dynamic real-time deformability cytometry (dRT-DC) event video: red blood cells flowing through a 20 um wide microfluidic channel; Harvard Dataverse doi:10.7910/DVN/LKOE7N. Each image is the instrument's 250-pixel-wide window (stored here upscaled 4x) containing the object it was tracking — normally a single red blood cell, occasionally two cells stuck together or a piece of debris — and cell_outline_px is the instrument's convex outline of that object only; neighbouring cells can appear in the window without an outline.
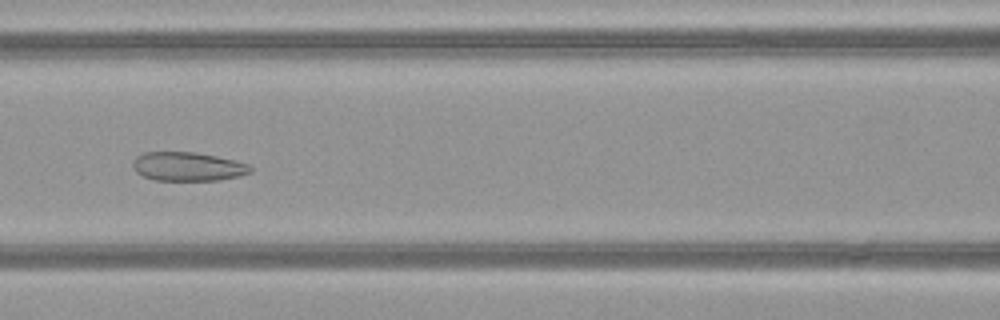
{"species": "common noctule bat (a hibernating species)", "species_latin": "Nyctalus noctula", "temperature_condition": "warm", "stored_images_in_passage": 50, "camera_frame_rate_fps": 3000, "um_per_image_px": 0.085, "animal": {"sex": "female", "body_mass_g": 21.9}, "frame": {"image": 1, "passage_image": 22, "time_ms": 7.0, "image_size_px": [1000, 320], "cell_outline_px": [[252, 172], [240, 176], [220, 180], [156, 180], [144, 176], [136, 172], [132, 168], [132, 160], [136, 156], [144, 152], [196, 152], [216, 156], [248, 164], [252, 168]], "centroid_in_image_um": [15.94, 14.15], "position_along_channel_um": 150.7, "area_um2": 19.83}}
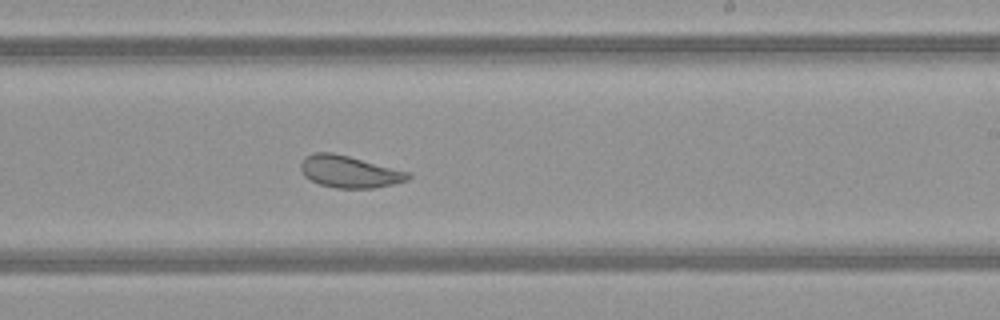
{"frame": {"image": 2, "passage_image": 30, "time_ms": 9.667, "image_size_px": [1000, 320], "cell_outline_px": [[412, 176], [408, 180], [392, 184], [372, 188], [336, 188], [320, 184], [304, 176], [300, 168], [300, 164], [312, 152], [332, 152], [348, 156], [408, 172]], "centroid_in_image_um": [29.68, 14.59], "position_along_channel_um": 259.3, "area_um2": 19.65}}
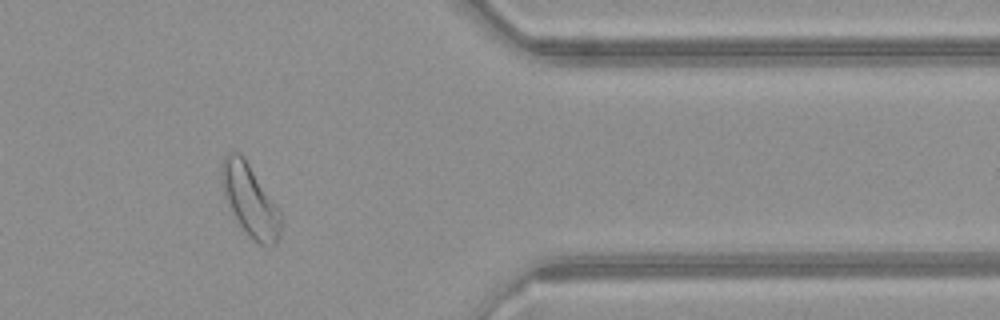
{"frame": {"image": 3, "passage_image": 41, "time_ms": 13.333, "image_size_px": [1000, 320], "cell_outline_px": [[280, 236], [276, 244], [260, 244], [248, 236], [236, 224], [224, 196], [220, 176], [220, 172], [224, 156], [228, 152], [240, 152], [244, 156], [276, 204], [280, 212]], "centroid_in_image_um": [21.21, 17.02], "position_along_channel_um": 390.2, "area_um2": 25.03}, "authors_computed_cell_mechanics": {"area_um2": 25.9811, "velocity_mm_per_s": 4.0844, "shape_relaxation_time_tau1_ms": null, "shape_relaxation_time_tau2_ms": 1.6797, "deformation_change_tau1": null, "deformation_change_tau2": 0.0934}}